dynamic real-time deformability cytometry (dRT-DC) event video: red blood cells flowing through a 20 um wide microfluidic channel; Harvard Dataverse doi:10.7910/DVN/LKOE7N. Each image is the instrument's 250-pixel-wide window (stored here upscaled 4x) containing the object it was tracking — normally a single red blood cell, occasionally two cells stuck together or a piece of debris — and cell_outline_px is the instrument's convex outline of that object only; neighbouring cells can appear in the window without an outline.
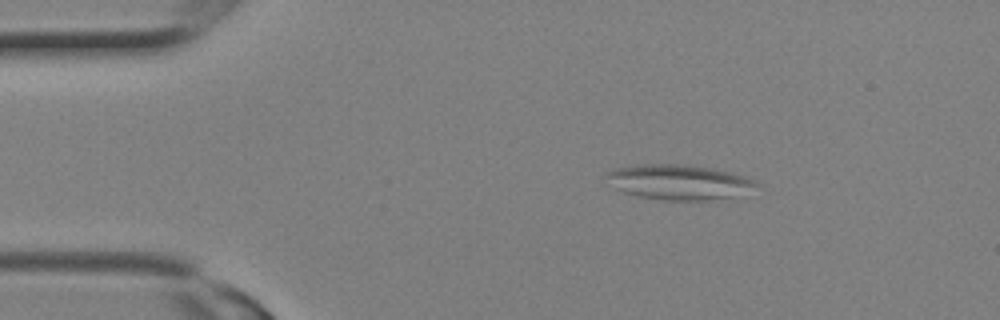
{"species": "Egyptian fruit bat (a non-hibernating species)", "species_latin": "Rousettus aegyptiacus", "temperature_condition": "room temperature", "stored_images_in_passage": 2, "camera_frame_rate_fps": 3000, "um_per_image_px": 0.085, "animal": {"sex": "female"}, "frame": {"image": 1, "passage_image": 2, "time_ms": 0.333, "image_size_px": [1000, 320], "cell_outline_px": [[760, 184], [732, 196], [708, 200], [664, 200], [640, 196], [624, 192], [612, 188], [604, 176], [604, 172], [616, 168], [644, 164], [680, 164], [712, 168], [728, 172], [756, 180]], "centroid_in_image_um": [57.59, 15.47], "position_along_channel_um": 27.4, "area_um2": 30.23}}